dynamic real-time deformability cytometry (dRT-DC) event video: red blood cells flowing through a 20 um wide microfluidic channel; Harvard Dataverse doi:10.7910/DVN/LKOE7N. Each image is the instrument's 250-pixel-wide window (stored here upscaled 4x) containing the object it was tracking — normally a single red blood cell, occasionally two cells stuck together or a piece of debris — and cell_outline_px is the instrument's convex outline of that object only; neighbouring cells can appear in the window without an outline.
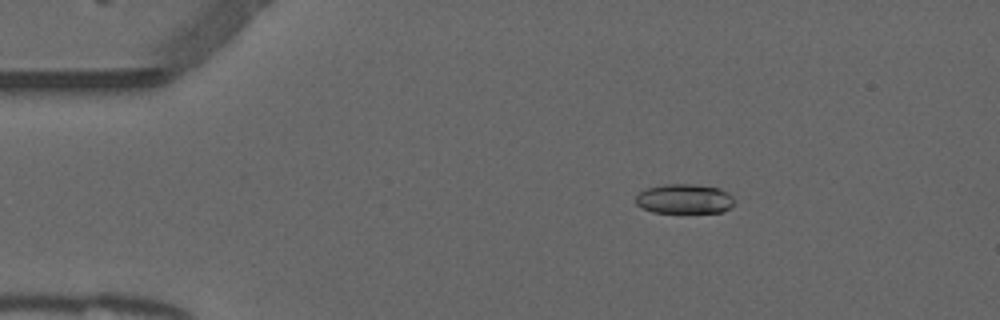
{"species": "common noctule bat (a hibernating species)", "species_latin": "Nyctalus noctula", "temperature_condition": "warm", "stored_images_in_passage": 51, "camera_frame_rate_fps": 3000, "um_per_image_px": 0.085, "animal": {"sex": "male", "forearm_length_mm": 52.5}, "frame": {"image": 1, "passage_image": 9, "time_ms": 2.667, "image_size_px": [1000, 320], "cell_outline_px": [[732, 204], [728, 208], [720, 212], [652, 212], [636, 204], [636, 196], [644, 188], [664, 184], [692, 184], [720, 188], [728, 192], [732, 196]], "centroid_in_image_um": [58.14, 16.89], "position_along_channel_um": 26.9, "area_um2": 16.88}}
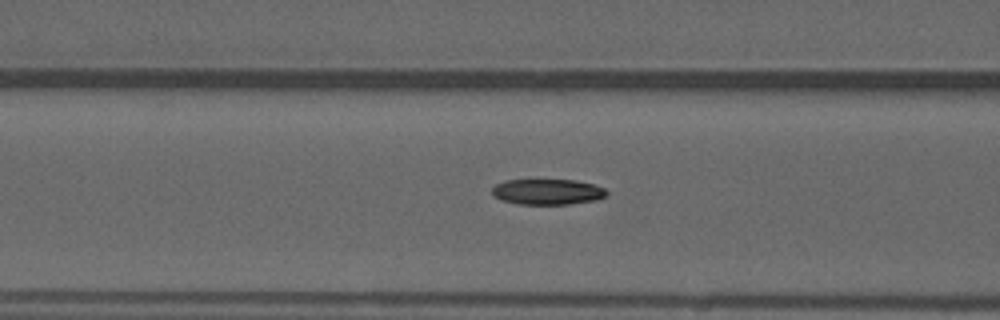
{"frame": {"image": 2, "passage_image": 21, "time_ms": 6.667, "image_size_px": [1000, 320], "cell_outline_px": [[608, 192], [604, 196], [596, 200], [568, 204], [516, 204], [500, 200], [492, 196], [492, 188], [496, 184], [504, 180], [576, 180], [592, 184], [604, 188]], "centroid_in_image_um": [46.48, 16.3], "position_along_channel_um": 120.1, "area_um2": 17.17}}
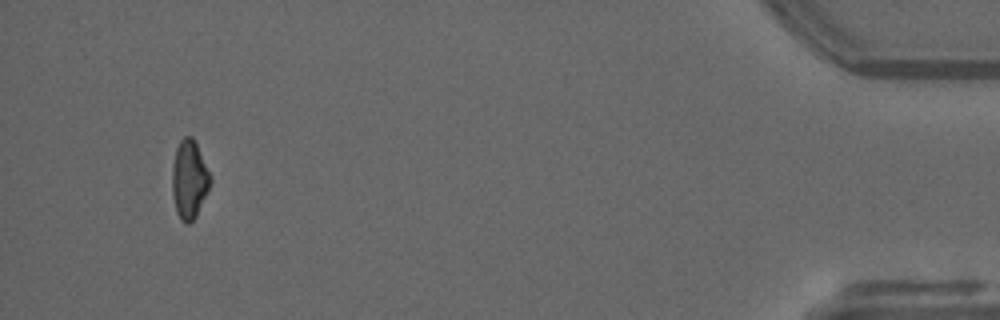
{"frame": {"image": 3, "passage_image": 50, "time_ms": 16.333, "image_size_px": [1000, 320], "cell_outline_px": [[212, 180], [196, 216], [188, 224], [184, 224], [180, 220], [176, 212], [172, 192], [172, 168], [176, 148], [180, 140], [184, 136], [192, 136], [196, 144]], "centroid_in_image_um": [16.06, 15.28], "position_along_channel_um": 419.1, "area_um2": 17.22}, "authors_computed_cell_mechanics": {"area_um2": 17.8024, "velocity_mm_per_s": 3.9031, "shape_relaxation_time_tau1_ms": 10.7162, "shape_relaxation_time_tau2_ms": 8.3626, "deformation_change_tau1": 0.258, "deformation_change_tau2": 0.1601}}